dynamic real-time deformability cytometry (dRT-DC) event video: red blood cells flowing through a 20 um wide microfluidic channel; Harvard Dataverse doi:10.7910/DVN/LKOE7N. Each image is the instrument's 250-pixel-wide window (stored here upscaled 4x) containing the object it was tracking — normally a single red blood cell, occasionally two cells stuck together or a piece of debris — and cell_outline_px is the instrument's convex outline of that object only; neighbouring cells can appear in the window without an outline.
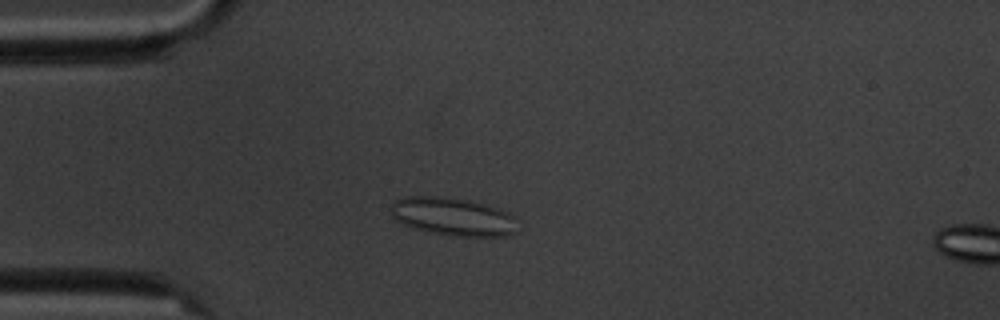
{"species": "common noctule bat (a hibernating species)", "species_latin": "Nyctalus noctula", "temperature_condition": "cold", "stored_images_in_passage": 3, "camera_frame_rate_fps": 3000, "um_per_image_px": 0.085, "animal": {"sex": "male", "body_mass_g": 20.1, "forearm_length_mm": 53.5}, "frame": {"image": 1, "passage_image": 2, "time_ms": 1.0, "image_size_px": [1000, 320], "cell_outline_px": [[516, 232], [504, 236], [460, 236], [432, 232], [412, 228], [396, 220], [392, 216], [392, 204], [396, 200], [408, 196], [436, 196], [468, 200], [496, 208], [508, 212], [512, 216]], "centroid_in_image_um": [38.46, 18.41], "position_along_channel_um": 46.5, "area_um2": 27.51}}